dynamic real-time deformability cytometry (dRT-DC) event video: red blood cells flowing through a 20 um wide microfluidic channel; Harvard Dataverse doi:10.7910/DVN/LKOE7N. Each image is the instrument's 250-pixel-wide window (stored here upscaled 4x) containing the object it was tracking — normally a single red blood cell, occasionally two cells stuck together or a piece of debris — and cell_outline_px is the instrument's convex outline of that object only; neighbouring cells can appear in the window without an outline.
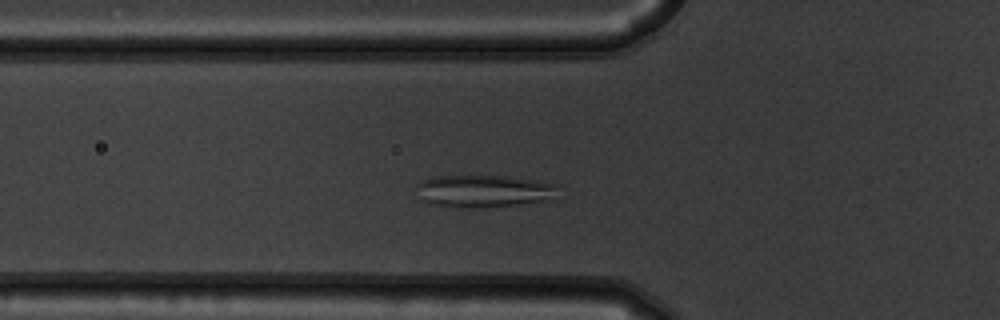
{"species": "common noctule bat (a hibernating species)", "species_latin": "Nyctalus noctula", "temperature_condition": "warm", "stored_images_in_passage": 47, "camera_frame_rate_fps": 3000, "um_per_image_px": 0.085, "animal": {"sex": "male", "body_mass_g": 19.5, "forearm_length_mm": 54.6}, "frame": {"image": 1, "passage_image": 11, "time_ms": 3.333, "image_size_px": [1000, 320], "cell_outline_px": [[560, 184], [556, 200], [484, 208], [460, 208], [428, 204], [424, 200], [416, 184], [420, 180], [432, 176], [508, 176], [540, 180]], "centroid_in_image_um": [41.24, 16.25], "position_along_channel_um": 84.6, "area_um2": 27.51}}
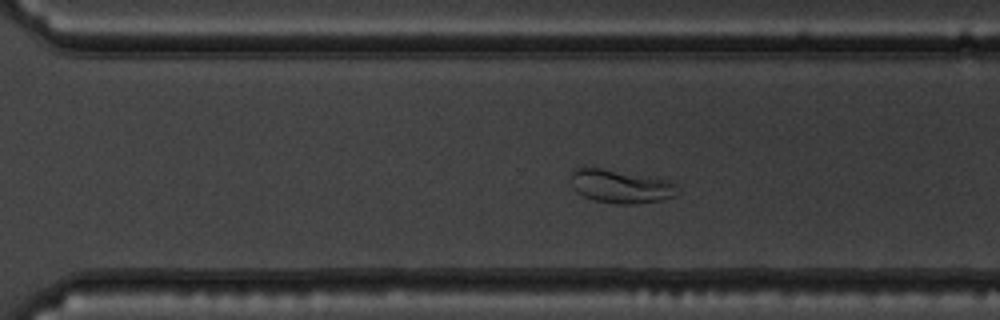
{"frame": {"image": 2, "passage_image": 30, "time_ms": 9.667, "image_size_px": [1000, 320], "cell_outline_px": [[680, 192], [676, 196], [664, 200], [636, 204], [612, 204], [596, 200], [584, 196], [576, 192], [572, 180], [572, 168], [600, 168], [668, 180], [676, 184]], "centroid_in_image_um": [52.82, 15.86], "position_along_channel_um": 317.8, "area_um2": 20.69}}
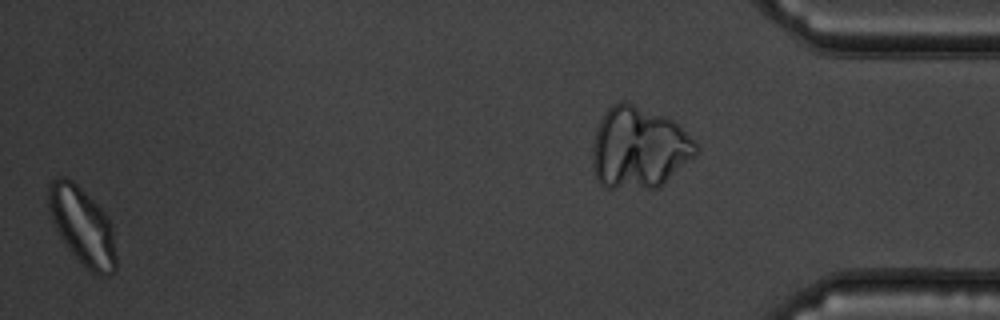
{"frame": {"image": 3, "passage_image": 46, "time_ms": 15.0, "image_size_px": [1000, 320], "cell_outline_px": [[116, 272], [108, 276], [100, 276], [92, 272], [68, 248], [56, 232], [48, 208], [48, 184], [52, 180], [60, 176], [68, 176], [104, 212], [112, 228], [116, 256]], "centroid_in_image_um": [6.98, 19.21], "position_along_channel_um": 428.2, "area_um2": 30.35}}